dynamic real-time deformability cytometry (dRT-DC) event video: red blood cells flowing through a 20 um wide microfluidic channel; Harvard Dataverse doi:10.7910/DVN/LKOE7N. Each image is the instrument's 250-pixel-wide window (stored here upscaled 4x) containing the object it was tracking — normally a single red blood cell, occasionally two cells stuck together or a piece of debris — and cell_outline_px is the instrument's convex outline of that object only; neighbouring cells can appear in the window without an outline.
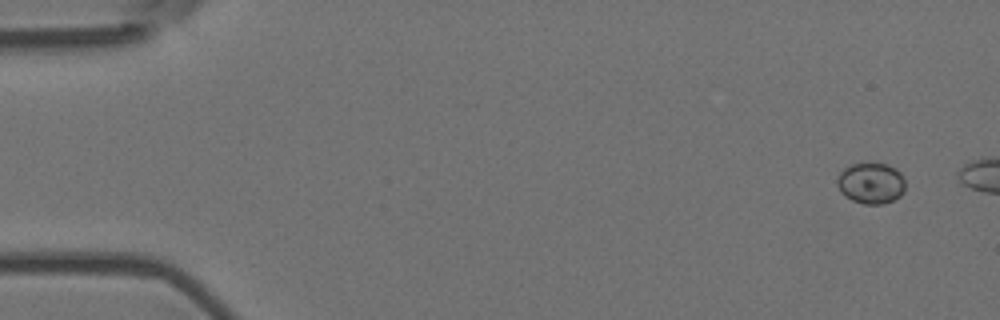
{"species": "Egyptian fruit bat (a non-hibernating species)", "species_latin": "Rousettus aegyptiacus", "temperature_condition": "room temperature", "stored_images_in_passage": 3, "camera_frame_rate_fps": 3000, "um_per_image_px": 0.085, "animal": {"sex": "female"}, "frame": {"image": 1, "passage_image": 1, "time_ms": 0.0, "image_size_px": [1000, 320], "cell_outline_px": [[904, 192], [900, 196], [884, 204], [864, 204], [852, 200], [844, 196], [840, 192], [836, 184], [836, 176], [844, 168], [852, 164], [868, 160], [888, 164], [896, 168], [900, 172], [904, 180]], "centroid_in_image_um": [74.0, 15.52], "position_along_channel_um": 11.0, "area_um2": 16.94}}